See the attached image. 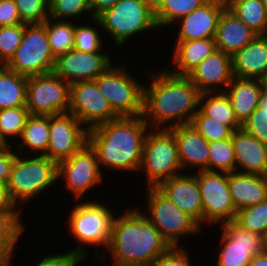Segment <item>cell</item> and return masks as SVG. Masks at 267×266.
<instances>
[{
	"mask_svg": "<svg viewBox=\"0 0 267 266\" xmlns=\"http://www.w3.org/2000/svg\"><path fill=\"white\" fill-rule=\"evenodd\" d=\"M148 120L143 116L118 117L88 130V143L99 166L140 170Z\"/></svg>",
	"mask_w": 267,
	"mask_h": 266,
	"instance_id": "cell-1",
	"label": "cell"
},
{
	"mask_svg": "<svg viewBox=\"0 0 267 266\" xmlns=\"http://www.w3.org/2000/svg\"><path fill=\"white\" fill-rule=\"evenodd\" d=\"M170 248L160 231L139 211L114 217L108 249L115 266H148Z\"/></svg>",
	"mask_w": 267,
	"mask_h": 266,
	"instance_id": "cell-2",
	"label": "cell"
},
{
	"mask_svg": "<svg viewBox=\"0 0 267 266\" xmlns=\"http://www.w3.org/2000/svg\"><path fill=\"white\" fill-rule=\"evenodd\" d=\"M152 78L151 87L144 88L142 116L151 117V124L155 127L165 126L172 120L177 121L169 128L189 124L199 106L201 93L196 86L187 76L174 75L169 71Z\"/></svg>",
	"mask_w": 267,
	"mask_h": 266,
	"instance_id": "cell-3",
	"label": "cell"
},
{
	"mask_svg": "<svg viewBox=\"0 0 267 266\" xmlns=\"http://www.w3.org/2000/svg\"><path fill=\"white\" fill-rule=\"evenodd\" d=\"M93 20L111 34L118 45L135 33L157 27L153 0H119Z\"/></svg>",
	"mask_w": 267,
	"mask_h": 266,
	"instance_id": "cell-4",
	"label": "cell"
},
{
	"mask_svg": "<svg viewBox=\"0 0 267 266\" xmlns=\"http://www.w3.org/2000/svg\"><path fill=\"white\" fill-rule=\"evenodd\" d=\"M58 164L47 156L21 159L16 155L7 183L15 202L27 201L58 179Z\"/></svg>",
	"mask_w": 267,
	"mask_h": 266,
	"instance_id": "cell-5",
	"label": "cell"
},
{
	"mask_svg": "<svg viewBox=\"0 0 267 266\" xmlns=\"http://www.w3.org/2000/svg\"><path fill=\"white\" fill-rule=\"evenodd\" d=\"M144 167L149 188H157L181 169L174 133L169 128L146 135L140 169Z\"/></svg>",
	"mask_w": 267,
	"mask_h": 266,
	"instance_id": "cell-6",
	"label": "cell"
},
{
	"mask_svg": "<svg viewBox=\"0 0 267 266\" xmlns=\"http://www.w3.org/2000/svg\"><path fill=\"white\" fill-rule=\"evenodd\" d=\"M54 64L44 23L25 24L22 41L5 66L30 77L53 72Z\"/></svg>",
	"mask_w": 267,
	"mask_h": 266,
	"instance_id": "cell-7",
	"label": "cell"
},
{
	"mask_svg": "<svg viewBox=\"0 0 267 266\" xmlns=\"http://www.w3.org/2000/svg\"><path fill=\"white\" fill-rule=\"evenodd\" d=\"M70 214L69 229L80 242V246L70 254L79 259L87 257L86 252L82 251V243L109 246L114 215L107 207L97 202H86L75 206Z\"/></svg>",
	"mask_w": 267,
	"mask_h": 266,
	"instance_id": "cell-8",
	"label": "cell"
},
{
	"mask_svg": "<svg viewBox=\"0 0 267 266\" xmlns=\"http://www.w3.org/2000/svg\"><path fill=\"white\" fill-rule=\"evenodd\" d=\"M123 68L110 66L94 81L119 117L143 115L144 87Z\"/></svg>",
	"mask_w": 267,
	"mask_h": 266,
	"instance_id": "cell-9",
	"label": "cell"
},
{
	"mask_svg": "<svg viewBox=\"0 0 267 266\" xmlns=\"http://www.w3.org/2000/svg\"><path fill=\"white\" fill-rule=\"evenodd\" d=\"M70 84L54 72L30 76L27 81L26 108L31 115L67 113Z\"/></svg>",
	"mask_w": 267,
	"mask_h": 266,
	"instance_id": "cell-10",
	"label": "cell"
},
{
	"mask_svg": "<svg viewBox=\"0 0 267 266\" xmlns=\"http://www.w3.org/2000/svg\"><path fill=\"white\" fill-rule=\"evenodd\" d=\"M150 222L160 231L170 247H178L180 235L198 233L200 224L191 216L180 210L157 188H150L148 195Z\"/></svg>",
	"mask_w": 267,
	"mask_h": 266,
	"instance_id": "cell-11",
	"label": "cell"
},
{
	"mask_svg": "<svg viewBox=\"0 0 267 266\" xmlns=\"http://www.w3.org/2000/svg\"><path fill=\"white\" fill-rule=\"evenodd\" d=\"M68 111L83 125L88 124V130L119 117L99 91L95 81H78L70 84Z\"/></svg>",
	"mask_w": 267,
	"mask_h": 266,
	"instance_id": "cell-12",
	"label": "cell"
},
{
	"mask_svg": "<svg viewBox=\"0 0 267 266\" xmlns=\"http://www.w3.org/2000/svg\"><path fill=\"white\" fill-rule=\"evenodd\" d=\"M196 179L201 191L203 221L224 223L235 220L237 210L232 201L228 184V174L218 171H200Z\"/></svg>",
	"mask_w": 267,
	"mask_h": 266,
	"instance_id": "cell-13",
	"label": "cell"
},
{
	"mask_svg": "<svg viewBox=\"0 0 267 266\" xmlns=\"http://www.w3.org/2000/svg\"><path fill=\"white\" fill-rule=\"evenodd\" d=\"M49 116V143L46 156L57 164L88 143V129L72 113ZM81 125V126H80Z\"/></svg>",
	"mask_w": 267,
	"mask_h": 266,
	"instance_id": "cell-14",
	"label": "cell"
},
{
	"mask_svg": "<svg viewBox=\"0 0 267 266\" xmlns=\"http://www.w3.org/2000/svg\"><path fill=\"white\" fill-rule=\"evenodd\" d=\"M57 176L58 178L64 176L67 180L66 185L76 198L81 197L90 187L102 180L95 150L86 143L71 157L58 163Z\"/></svg>",
	"mask_w": 267,
	"mask_h": 266,
	"instance_id": "cell-15",
	"label": "cell"
},
{
	"mask_svg": "<svg viewBox=\"0 0 267 266\" xmlns=\"http://www.w3.org/2000/svg\"><path fill=\"white\" fill-rule=\"evenodd\" d=\"M111 63L107 54L73 49L55 59L53 72L69 84L94 81L112 65Z\"/></svg>",
	"mask_w": 267,
	"mask_h": 266,
	"instance_id": "cell-16",
	"label": "cell"
},
{
	"mask_svg": "<svg viewBox=\"0 0 267 266\" xmlns=\"http://www.w3.org/2000/svg\"><path fill=\"white\" fill-rule=\"evenodd\" d=\"M157 189L198 224L203 222L201 191L195 174L173 176Z\"/></svg>",
	"mask_w": 267,
	"mask_h": 266,
	"instance_id": "cell-17",
	"label": "cell"
},
{
	"mask_svg": "<svg viewBox=\"0 0 267 266\" xmlns=\"http://www.w3.org/2000/svg\"><path fill=\"white\" fill-rule=\"evenodd\" d=\"M227 6L220 0H208L191 13L182 17L177 41L215 38L219 17Z\"/></svg>",
	"mask_w": 267,
	"mask_h": 266,
	"instance_id": "cell-18",
	"label": "cell"
},
{
	"mask_svg": "<svg viewBox=\"0 0 267 266\" xmlns=\"http://www.w3.org/2000/svg\"><path fill=\"white\" fill-rule=\"evenodd\" d=\"M187 77L200 93H216L217 90L212 89V86L215 85H224L226 91L229 83L234 78L232 56L220 50H215L194 68Z\"/></svg>",
	"mask_w": 267,
	"mask_h": 266,
	"instance_id": "cell-19",
	"label": "cell"
},
{
	"mask_svg": "<svg viewBox=\"0 0 267 266\" xmlns=\"http://www.w3.org/2000/svg\"><path fill=\"white\" fill-rule=\"evenodd\" d=\"M231 138L235 155V170L238 165L244 168V171L239 172L241 174L267 177V145L246 133L242 128L233 131Z\"/></svg>",
	"mask_w": 267,
	"mask_h": 266,
	"instance_id": "cell-20",
	"label": "cell"
},
{
	"mask_svg": "<svg viewBox=\"0 0 267 266\" xmlns=\"http://www.w3.org/2000/svg\"><path fill=\"white\" fill-rule=\"evenodd\" d=\"M258 36L227 6L222 11L215 36L216 49L233 56Z\"/></svg>",
	"mask_w": 267,
	"mask_h": 266,
	"instance_id": "cell-21",
	"label": "cell"
},
{
	"mask_svg": "<svg viewBox=\"0 0 267 266\" xmlns=\"http://www.w3.org/2000/svg\"><path fill=\"white\" fill-rule=\"evenodd\" d=\"M233 75L262 80L267 73V35H258L232 56Z\"/></svg>",
	"mask_w": 267,
	"mask_h": 266,
	"instance_id": "cell-22",
	"label": "cell"
},
{
	"mask_svg": "<svg viewBox=\"0 0 267 266\" xmlns=\"http://www.w3.org/2000/svg\"><path fill=\"white\" fill-rule=\"evenodd\" d=\"M175 135L180 165L192 164L209 171V142L190 124L169 128Z\"/></svg>",
	"mask_w": 267,
	"mask_h": 266,
	"instance_id": "cell-23",
	"label": "cell"
},
{
	"mask_svg": "<svg viewBox=\"0 0 267 266\" xmlns=\"http://www.w3.org/2000/svg\"><path fill=\"white\" fill-rule=\"evenodd\" d=\"M236 119L242 125L250 114L259 107L263 90L262 80L234 77L226 88Z\"/></svg>",
	"mask_w": 267,
	"mask_h": 266,
	"instance_id": "cell-24",
	"label": "cell"
},
{
	"mask_svg": "<svg viewBox=\"0 0 267 266\" xmlns=\"http://www.w3.org/2000/svg\"><path fill=\"white\" fill-rule=\"evenodd\" d=\"M228 184L237 211L267 199V177L232 172Z\"/></svg>",
	"mask_w": 267,
	"mask_h": 266,
	"instance_id": "cell-25",
	"label": "cell"
},
{
	"mask_svg": "<svg viewBox=\"0 0 267 266\" xmlns=\"http://www.w3.org/2000/svg\"><path fill=\"white\" fill-rule=\"evenodd\" d=\"M176 44L174 62L179 70L170 73L178 76H187L204 59L217 50L215 38L177 41Z\"/></svg>",
	"mask_w": 267,
	"mask_h": 266,
	"instance_id": "cell-26",
	"label": "cell"
},
{
	"mask_svg": "<svg viewBox=\"0 0 267 266\" xmlns=\"http://www.w3.org/2000/svg\"><path fill=\"white\" fill-rule=\"evenodd\" d=\"M28 77L0 65V110L26 106Z\"/></svg>",
	"mask_w": 267,
	"mask_h": 266,
	"instance_id": "cell-27",
	"label": "cell"
},
{
	"mask_svg": "<svg viewBox=\"0 0 267 266\" xmlns=\"http://www.w3.org/2000/svg\"><path fill=\"white\" fill-rule=\"evenodd\" d=\"M224 92V93H223ZM219 95H213L212 92L201 93L199 97V110L210 118H213L219 124L228 126L232 131L241 129L242 125L237 121L231 101L223 90ZM209 96L207 99L206 96ZM202 101L203 104H202ZM201 105V106H200Z\"/></svg>",
	"mask_w": 267,
	"mask_h": 266,
	"instance_id": "cell-28",
	"label": "cell"
},
{
	"mask_svg": "<svg viewBox=\"0 0 267 266\" xmlns=\"http://www.w3.org/2000/svg\"><path fill=\"white\" fill-rule=\"evenodd\" d=\"M227 7L258 35H267V12L262 0H229Z\"/></svg>",
	"mask_w": 267,
	"mask_h": 266,
	"instance_id": "cell-29",
	"label": "cell"
},
{
	"mask_svg": "<svg viewBox=\"0 0 267 266\" xmlns=\"http://www.w3.org/2000/svg\"><path fill=\"white\" fill-rule=\"evenodd\" d=\"M208 0H153L157 27L171 24L185 17Z\"/></svg>",
	"mask_w": 267,
	"mask_h": 266,
	"instance_id": "cell-30",
	"label": "cell"
},
{
	"mask_svg": "<svg viewBox=\"0 0 267 266\" xmlns=\"http://www.w3.org/2000/svg\"><path fill=\"white\" fill-rule=\"evenodd\" d=\"M18 212H0V263L8 266L23 227Z\"/></svg>",
	"mask_w": 267,
	"mask_h": 266,
	"instance_id": "cell-31",
	"label": "cell"
},
{
	"mask_svg": "<svg viewBox=\"0 0 267 266\" xmlns=\"http://www.w3.org/2000/svg\"><path fill=\"white\" fill-rule=\"evenodd\" d=\"M222 251L217 266H248L252 257L264 253L265 246L237 245L224 232L222 235Z\"/></svg>",
	"mask_w": 267,
	"mask_h": 266,
	"instance_id": "cell-32",
	"label": "cell"
},
{
	"mask_svg": "<svg viewBox=\"0 0 267 266\" xmlns=\"http://www.w3.org/2000/svg\"><path fill=\"white\" fill-rule=\"evenodd\" d=\"M21 140L33 151H44L41 155L46 156L49 143V116L30 114L23 128Z\"/></svg>",
	"mask_w": 267,
	"mask_h": 266,
	"instance_id": "cell-33",
	"label": "cell"
},
{
	"mask_svg": "<svg viewBox=\"0 0 267 266\" xmlns=\"http://www.w3.org/2000/svg\"><path fill=\"white\" fill-rule=\"evenodd\" d=\"M51 18L43 23L46 27L49 47L54 59L66 54L74 48L75 25L67 22H57L51 25Z\"/></svg>",
	"mask_w": 267,
	"mask_h": 266,
	"instance_id": "cell-34",
	"label": "cell"
},
{
	"mask_svg": "<svg viewBox=\"0 0 267 266\" xmlns=\"http://www.w3.org/2000/svg\"><path fill=\"white\" fill-rule=\"evenodd\" d=\"M29 115L26 106L0 110V145H8V136L21 137Z\"/></svg>",
	"mask_w": 267,
	"mask_h": 266,
	"instance_id": "cell-35",
	"label": "cell"
},
{
	"mask_svg": "<svg viewBox=\"0 0 267 266\" xmlns=\"http://www.w3.org/2000/svg\"><path fill=\"white\" fill-rule=\"evenodd\" d=\"M209 171L216 172V167L222 173H232L235 170V155L232 138L210 142L209 146Z\"/></svg>",
	"mask_w": 267,
	"mask_h": 266,
	"instance_id": "cell-36",
	"label": "cell"
},
{
	"mask_svg": "<svg viewBox=\"0 0 267 266\" xmlns=\"http://www.w3.org/2000/svg\"><path fill=\"white\" fill-rule=\"evenodd\" d=\"M234 221L248 231L264 235L267 232V199L239 209Z\"/></svg>",
	"mask_w": 267,
	"mask_h": 266,
	"instance_id": "cell-37",
	"label": "cell"
},
{
	"mask_svg": "<svg viewBox=\"0 0 267 266\" xmlns=\"http://www.w3.org/2000/svg\"><path fill=\"white\" fill-rule=\"evenodd\" d=\"M189 124L209 143L231 138L233 133L228 126L221 125L213 118L205 116L199 109Z\"/></svg>",
	"mask_w": 267,
	"mask_h": 266,
	"instance_id": "cell-38",
	"label": "cell"
},
{
	"mask_svg": "<svg viewBox=\"0 0 267 266\" xmlns=\"http://www.w3.org/2000/svg\"><path fill=\"white\" fill-rule=\"evenodd\" d=\"M25 24L20 23L14 26L0 27V65H5L19 47Z\"/></svg>",
	"mask_w": 267,
	"mask_h": 266,
	"instance_id": "cell-39",
	"label": "cell"
},
{
	"mask_svg": "<svg viewBox=\"0 0 267 266\" xmlns=\"http://www.w3.org/2000/svg\"><path fill=\"white\" fill-rule=\"evenodd\" d=\"M24 24H41L49 18V0H13Z\"/></svg>",
	"mask_w": 267,
	"mask_h": 266,
	"instance_id": "cell-40",
	"label": "cell"
},
{
	"mask_svg": "<svg viewBox=\"0 0 267 266\" xmlns=\"http://www.w3.org/2000/svg\"><path fill=\"white\" fill-rule=\"evenodd\" d=\"M91 11L87 0H49V18L52 22L61 17L80 16Z\"/></svg>",
	"mask_w": 267,
	"mask_h": 266,
	"instance_id": "cell-41",
	"label": "cell"
},
{
	"mask_svg": "<svg viewBox=\"0 0 267 266\" xmlns=\"http://www.w3.org/2000/svg\"><path fill=\"white\" fill-rule=\"evenodd\" d=\"M223 232L237 245L265 246L264 235L248 231L238 225L234 220L224 223Z\"/></svg>",
	"mask_w": 267,
	"mask_h": 266,
	"instance_id": "cell-42",
	"label": "cell"
},
{
	"mask_svg": "<svg viewBox=\"0 0 267 266\" xmlns=\"http://www.w3.org/2000/svg\"><path fill=\"white\" fill-rule=\"evenodd\" d=\"M101 39L98 32L92 27L75 26L74 50L80 52H99L101 48Z\"/></svg>",
	"mask_w": 267,
	"mask_h": 266,
	"instance_id": "cell-43",
	"label": "cell"
},
{
	"mask_svg": "<svg viewBox=\"0 0 267 266\" xmlns=\"http://www.w3.org/2000/svg\"><path fill=\"white\" fill-rule=\"evenodd\" d=\"M246 133L267 145V113L261 108L255 109L241 127Z\"/></svg>",
	"mask_w": 267,
	"mask_h": 266,
	"instance_id": "cell-44",
	"label": "cell"
},
{
	"mask_svg": "<svg viewBox=\"0 0 267 266\" xmlns=\"http://www.w3.org/2000/svg\"><path fill=\"white\" fill-rule=\"evenodd\" d=\"M148 266H190V264L185 250L171 247L166 253L155 258Z\"/></svg>",
	"mask_w": 267,
	"mask_h": 266,
	"instance_id": "cell-45",
	"label": "cell"
},
{
	"mask_svg": "<svg viewBox=\"0 0 267 266\" xmlns=\"http://www.w3.org/2000/svg\"><path fill=\"white\" fill-rule=\"evenodd\" d=\"M22 23L18 9L13 0H0V27L14 26Z\"/></svg>",
	"mask_w": 267,
	"mask_h": 266,
	"instance_id": "cell-46",
	"label": "cell"
},
{
	"mask_svg": "<svg viewBox=\"0 0 267 266\" xmlns=\"http://www.w3.org/2000/svg\"><path fill=\"white\" fill-rule=\"evenodd\" d=\"M15 157L16 154L10 151L9 145H0V182L8 183Z\"/></svg>",
	"mask_w": 267,
	"mask_h": 266,
	"instance_id": "cell-47",
	"label": "cell"
},
{
	"mask_svg": "<svg viewBox=\"0 0 267 266\" xmlns=\"http://www.w3.org/2000/svg\"><path fill=\"white\" fill-rule=\"evenodd\" d=\"M81 259L70 254L69 252L66 254L50 256L47 255L44 259L37 264L36 266H75L79 263Z\"/></svg>",
	"mask_w": 267,
	"mask_h": 266,
	"instance_id": "cell-48",
	"label": "cell"
},
{
	"mask_svg": "<svg viewBox=\"0 0 267 266\" xmlns=\"http://www.w3.org/2000/svg\"><path fill=\"white\" fill-rule=\"evenodd\" d=\"M16 206L10 197L7 184L0 182V212H16Z\"/></svg>",
	"mask_w": 267,
	"mask_h": 266,
	"instance_id": "cell-49",
	"label": "cell"
},
{
	"mask_svg": "<svg viewBox=\"0 0 267 266\" xmlns=\"http://www.w3.org/2000/svg\"><path fill=\"white\" fill-rule=\"evenodd\" d=\"M90 9L94 11L92 18L96 17L102 11L113 7L119 0H87Z\"/></svg>",
	"mask_w": 267,
	"mask_h": 266,
	"instance_id": "cell-50",
	"label": "cell"
},
{
	"mask_svg": "<svg viewBox=\"0 0 267 266\" xmlns=\"http://www.w3.org/2000/svg\"><path fill=\"white\" fill-rule=\"evenodd\" d=\"M248 266H267V253H262L252 257Z\"/></svg>",
	"mask_w": 267,
	"mask_h": 266,
	"instance_id": "cell-51",
	"label": "cell"
},
{
	"mask_svg": "<svg viewBox=\"0 0 267 266\" xmlns=\"http://www.w3.org/2000/svg\"><path fill=\"white\" fill-rule=\"evenodd\" d=\"M259 108H261L264 113H267V89L263 88L260 96Z\"/></svg>",
	"mask_w": 267,
	"mask_h": 266,
	"instance_id": "cell-52",
	"label": "cell"
},
{
	"mask_svg": "<svg viewBox=\"0 0 267 266\" xmlns=\"http://www.w3.org/2000/svg\"><path fill=\"white\" fill-rule=\"evenodd\" d=\"M263 88L267 89V73L265 74L264 78L262 79Z\"/></svg>",
	"mask_w": 267,
	"mask_h": 266,
	"instance_id": "cell-53",
	"label": "cell"
},
{
	"mask_svg": "<svg viewBox=\"0 0 267 266\" xmlns=\"http://www.w3.org/2000/svg\"><path fill=\"white\" fill-rule=\"evenodd\" d=\"M264 241H265V250H264V252L267 253V232L264 234Z\"/></svg>",
	"mask_w": 267,
	"mask_h": 266,
	"instance_id": "cell-54",
	"label": "cell"
},
{
	"mask_svg": "<svg viewBox=\"0 0 267 266\" xmlns=\"http://www.w3.org/2000/svg\"><path fill=\"white\" fill-rule=\"evenodd\" d=\"M262 2H263V4H264V6H265V8H266V12H267V0H262Z\"/></svg>",
	"mask_w": 267,
	"mask_h": 266,
	"instance_id": "cell-55",
	"label": "cell"
},
{
	"mask_svg": "<svg viewBox=\"0 0 267 266\" xmlns=\"http://www.w3.org/2000/svg\"><path fill=\"white\" fill-rule=\"evenodd\" d=\"M220 1H223V2H225V3H228V2H229V0H220Z\"/></svg>",
	"mask_w": 267,
	"mask_h": 266,
	"instance_id": "cell-56",
	"label": "cell"
}]
</instances>
